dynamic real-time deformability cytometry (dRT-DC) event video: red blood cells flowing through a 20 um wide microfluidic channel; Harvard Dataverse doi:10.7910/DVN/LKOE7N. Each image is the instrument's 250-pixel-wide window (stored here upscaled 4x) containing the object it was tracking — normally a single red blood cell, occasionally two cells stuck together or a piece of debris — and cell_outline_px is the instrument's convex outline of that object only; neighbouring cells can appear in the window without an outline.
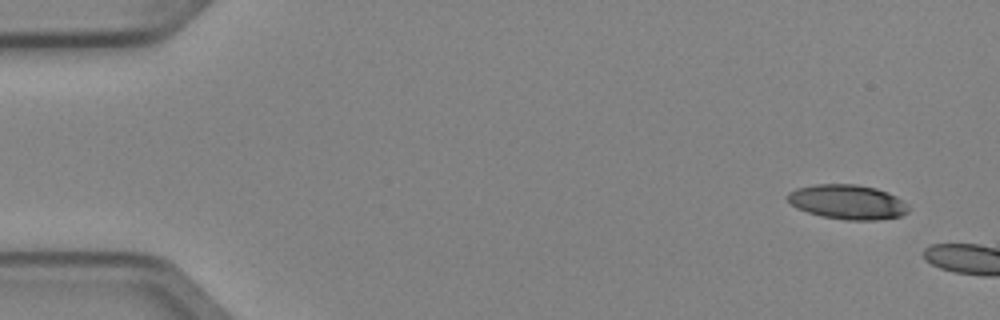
{"species": "Egyptian fruit bat (a non-hibernating species)", "species_latin": "Rousettus aegyptiacus", "temperature_condition": "cold", "stored_images_in_passage": 2, "camera_frame_rate_fps": 3000, "um_per_image_px": 0.085, "animal": {"sex": "female"}, "frame": {"image": 1, "passage_image": 1, "time_ms": 0.0, "image_size_px": [1000, 320], "cell_outline_px": [[908, 212], [900, 216], [876, 220], [844, 220], [824, 216], [808, 212], [796, 208], [788, 200], [788, 192], [796, 188], [816, 184], [856, 184], [876, 188], [888, 192], [896, 196], [908, 204]], "centroid_in_image_um": [72.05, 17.16], "position_along_channel_um": 12.9, "area_um2": 24.33}}